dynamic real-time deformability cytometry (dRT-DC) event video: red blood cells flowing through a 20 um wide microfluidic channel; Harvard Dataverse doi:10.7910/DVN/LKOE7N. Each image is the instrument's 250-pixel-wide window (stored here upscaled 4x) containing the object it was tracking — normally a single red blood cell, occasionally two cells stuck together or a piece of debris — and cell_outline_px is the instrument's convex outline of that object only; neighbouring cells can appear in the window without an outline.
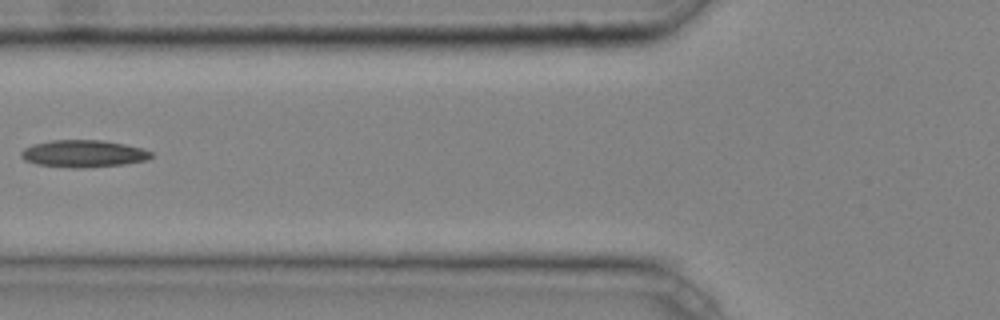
{"species": "common noctule bat (a hibernating species)", "species_latin": "Nyctalus noctula", "temperature_condition": "cold", "stored_images_in_passage": 4, "camera_frame_rate_fps": 3000, "um_per_image_px": 0.085, "animal": {"sex": "male", "body_mass_g": 20.4}, "frame": {"image": 1, "passage_image": 3, "time_ms": 0.667, "image_size_px": [1000, 320], "cell_outline_px": [[152, 156], [148, 160], [124, 164], [84, 168], [72, 168], [36, 164], [24, 160], [20, 156], [20, 152], [24, 148], [32, 144], [52, 140], [104, 140], [144, 148], [152, 152]], "centroid_in_image_um": [7.09, 13.06], "position_along_channel_um": 118.7, "area_um2": 20.81}}